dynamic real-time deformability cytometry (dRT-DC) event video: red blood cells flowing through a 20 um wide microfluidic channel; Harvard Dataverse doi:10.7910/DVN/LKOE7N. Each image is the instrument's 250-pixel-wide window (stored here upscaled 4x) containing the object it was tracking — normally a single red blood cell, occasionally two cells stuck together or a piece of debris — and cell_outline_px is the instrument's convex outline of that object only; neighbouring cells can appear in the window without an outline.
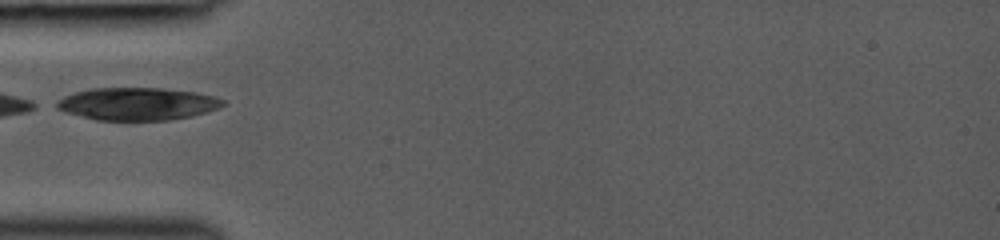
{"species": "common noctule bat (a hibernating species)", "species_latin": "Nyctalus noctula", "temperature_condition": "room temperature", "stored_images_in_passage": 8, "camera_frame_rate_fps": 3000, "um_per_image_px": 0.085, "animal": {"sex": "female", "body_mass_g": 19.0, "forearm_length_mm": 53.3}, "frame": {"image": 1, "passage_image": 6, "time_ms": 3.667, "image_size_px": [1000, 240], "cell_outline_px": [[228, 104], [220, 108], [192, 116], [168, 120], [96, 120], [64, 112], [48, 104], [64, 96], [76, 92], [92, 88], [160, 88], [196, 92], [212, 96], [224, 100]], "centroid_in_image_um": [11.63, 8.83], "position_along_channel_um": 73.4, "area_um2": 31.91}}